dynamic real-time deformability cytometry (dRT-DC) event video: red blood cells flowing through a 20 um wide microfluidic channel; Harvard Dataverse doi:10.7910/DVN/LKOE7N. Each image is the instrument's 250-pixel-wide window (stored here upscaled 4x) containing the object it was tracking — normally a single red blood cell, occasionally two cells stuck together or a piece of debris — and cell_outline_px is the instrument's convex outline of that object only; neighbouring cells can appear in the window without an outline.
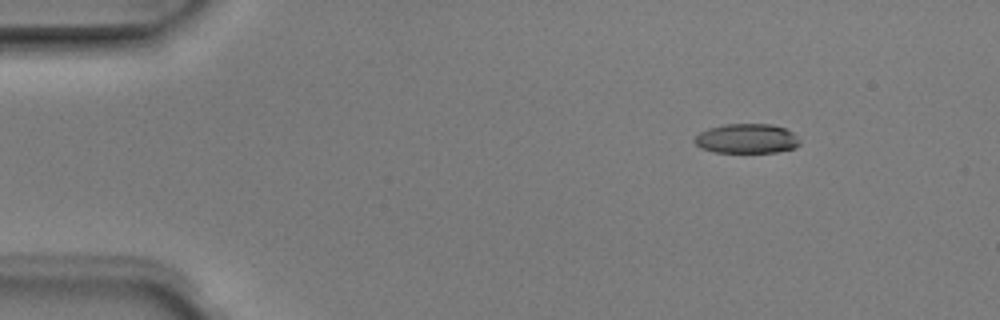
{"species": "Egyptian fruit bat (a non-hibernating species)", "species_latin": "Rousettus aegyptiacus", "temperature_condition": "room temperature", "stored_images_in_passage": 3, "camera_frame_rate_fps": 3000, "um_per_image_px": 0.085, "animal": {"sex": "male"}, "frame": {"image": 1, "passage_image": 2, "time_ms": 0.333, "image_size_px": [1000, 320], "cell_outline_px": [[800, 144], [796, 148], [776, 152], [716, 152], [700, 148], [692, 140], [700, 132], [708, 128], [724, 124], [772, 124], [784, 128], [792, 132], [800, 140]], "centroid_in_image_um": [63.47, 11.78], "position_along_channel_um": 21.5, "area_um2": 18.21}}